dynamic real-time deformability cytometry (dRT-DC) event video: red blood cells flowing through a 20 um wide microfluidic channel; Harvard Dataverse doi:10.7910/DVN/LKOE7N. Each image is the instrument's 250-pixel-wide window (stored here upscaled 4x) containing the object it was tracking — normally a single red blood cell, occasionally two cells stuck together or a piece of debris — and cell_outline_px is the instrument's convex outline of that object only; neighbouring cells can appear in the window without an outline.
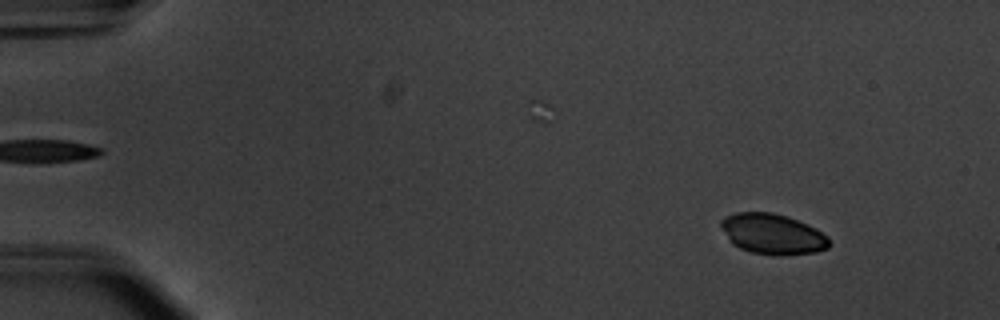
{"species": "common noctule bat (a hibernating species)", "species_latin": "Nyctalus noctula", "temperature_condition": "warm", "stored_images_in_passage": 45, "camera_frame_rate_fps": 3000, "um_per_image_px": 0.085, "animal": {"sex": "male", "body_mass_g": 20.1, "forearm_length_mm": 53.5}, "frame": {"image": 1, "passage_image": 6, "time_ms": 1.667, "image_size_px": [1000, 320], "cell_outline_px": [[828, 248], [816, 252], [752, 252], [740, 248], [732, 244], [720, 224], [720, 220], [724, 216], [736, 212], [772, 212], [808, 224], [816, 228], [828, 236]], "centroid_in_image_um": [65.63, 19.83], "position_along_channel_um": 19.4, "area_um2": 24.51}}
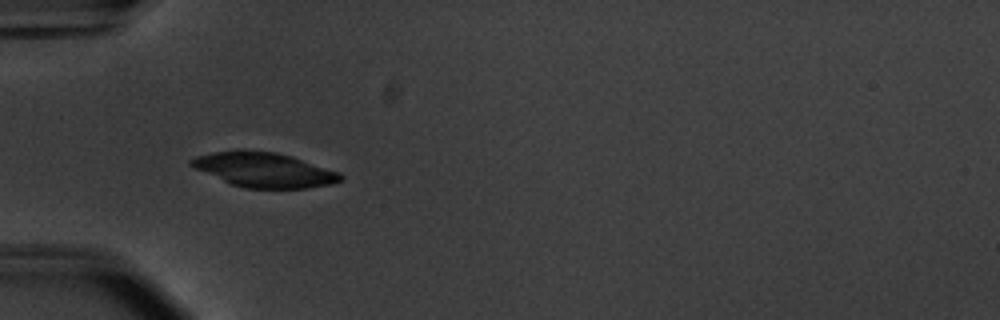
{"frame": {"image": 2, "passage_image": 18, "time_ms": 5.667, "image_size_px": [1000, 320], "cell_outline_px": [[344, 180], [332, 184], [308, 188], [244, 188], [232, 184], [192, 168], [188, 164], [188, 160], [196, 156], [212, 152], [240, 148], [244, 148], [276, 152], [292, 156], [340, 172], [344, 176]], "centroid_in_image_um": [22.43, 14.41], "position_along_channel_um": 62.6, "area_um2": 30.81}}
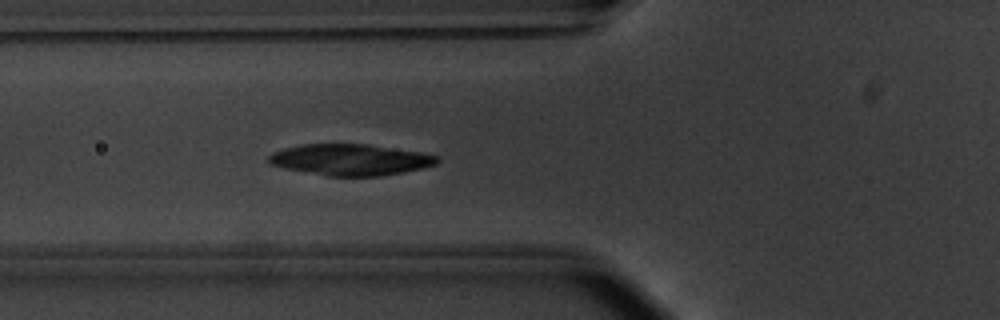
{"frame": {"image": 3, "passage_image": 21, "time_ms": 6.667, "image_size_px": [1000, 320], "cell_outline_px": [[440, 160], [436, 164], [404, 172], [380, 176], [328, 176], [284, 168], [272, 164], [268, 160], [268, 156], [272, 152], [284, 148], [304, 144], [368, 144], [420, 152], [440, 156]], "centroid_in_image_um": [29.79, 13.57], "position_along_channel_um": 96.0, "area_um2": 30.58}}